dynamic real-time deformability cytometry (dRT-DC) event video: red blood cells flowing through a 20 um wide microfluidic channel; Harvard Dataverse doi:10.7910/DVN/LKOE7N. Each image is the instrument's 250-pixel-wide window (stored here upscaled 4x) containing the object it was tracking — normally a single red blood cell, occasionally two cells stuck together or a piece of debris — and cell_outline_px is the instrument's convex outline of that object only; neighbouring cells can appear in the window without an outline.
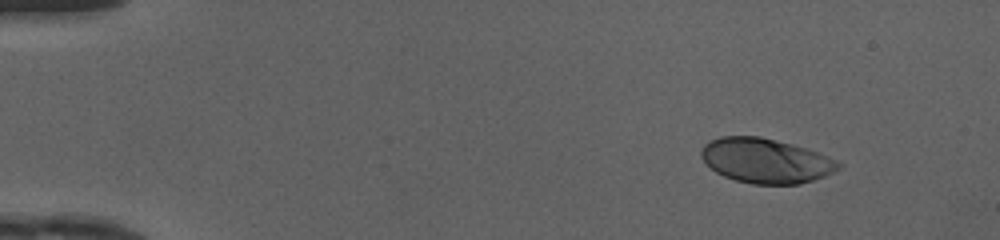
{"species": "human", "species_latin": "Homo sapiens", "temperature_condition": "cold", "stored_images_in_passage": 45, "camera_frame_rate_fps": 3000, "um_per_image_px": 0.085, "donor": {"sex": "female"}, "frame": {"image": 1, "passage_image": 1, "time_ms": 0.0, "image_size_px": [1000, 240], "cell_outline_px": [[844, 164], [840, 168], [824, 176], [800, 184], [752, 184], [736, 180], [724, 176], [716, 172], [700, 156], [700, 152], [704, 144], [720, 136], [760, 136], [792, 144], [816, 152], [836, 160]], "centroid_in_image_um": [65.08, 13.66], "position_along_channel_um": 19.9, "area_um2": 35.49}}
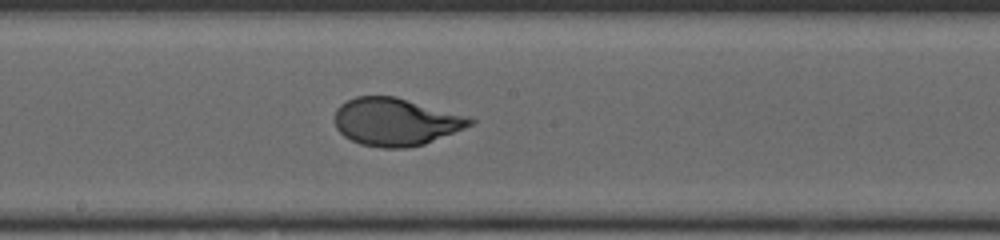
{"frame": {"image": 2, "passage_image": 23, "time_ms": 7.333, "image_size_px": [1000, 240], "cell_outline_px": [[476, 120], [472, 124], [464, 128], [424, 144], [404, 148], [380, 148], [360, 144], [344, 136], [336, 128], [336, 108], [340, 104], [356, 96], [396, 96], [468, 116]], "centroid_in_image_um": [33.62, 10.35], "position_along_channel_um": 214.6, "area_um2": 37.45}}
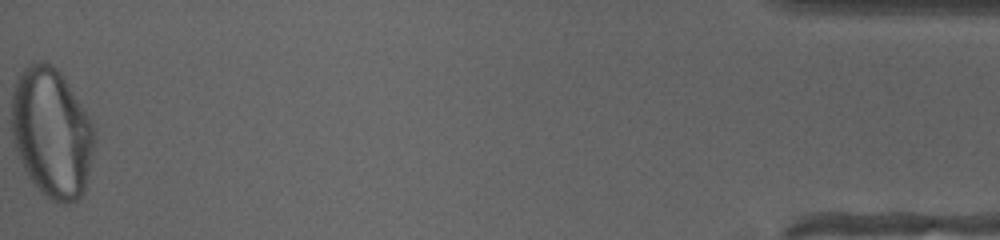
{"frame": {"image": 3, "passage_image": 45, "time_ms": 14.667, "image_size_px": [1000, 240], "cell_outline_px": [[96, 140], [84, 192], [76, 200], [68, 204], [60, 204], [52, 200], [28, 176], [16, 152], [12, 136], [12, 92], [16, 80], [20, 72], [24, 68], [40, 60], [44, 60], [52, 64], [64, 76], [92, 120], [96, 132]], "centroid_in_image_um": [4.42, 11.25], "position_along_channel_um": 430.8, "area_um2": 62.89}, "authors_computed_cell_mechanics": {"area_um2": 37.4544, "velocity_mm_per_s": 4.1734, "shape_relaxation_time_tau1_ms": 3.8914, "shape_relaxation_time_tau2_ms": null, "deformation_change_tau1": 0.2002, "deformation_change_tau2": null}}